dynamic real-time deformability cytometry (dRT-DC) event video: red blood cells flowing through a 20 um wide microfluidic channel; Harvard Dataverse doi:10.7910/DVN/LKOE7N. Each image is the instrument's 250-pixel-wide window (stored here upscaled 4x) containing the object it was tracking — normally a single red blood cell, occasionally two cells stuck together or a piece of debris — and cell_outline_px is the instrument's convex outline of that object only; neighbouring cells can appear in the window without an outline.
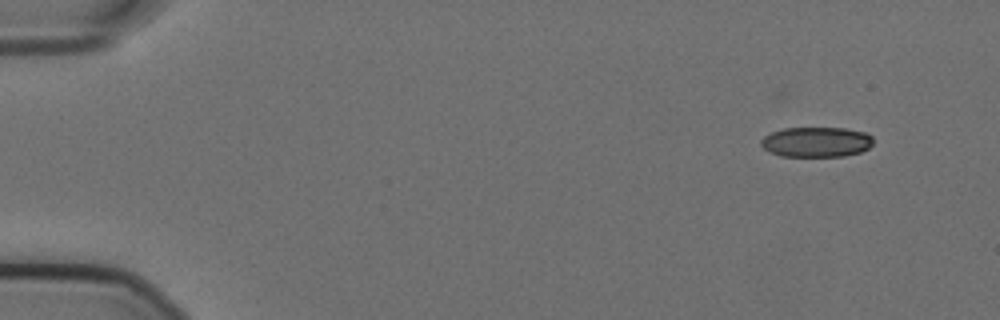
{"species": "Egyptian fruit bat (a non-hibernating species)", "species_latin": "Rousettus aegyptiacus", "temperature_condition": "cold", "stored_images_in_passage": 49, "camera_frame_rate_fps": 3000, "um_per_image_px": 0.085, "animal": {"sex": "female"}, "frame": {"image": 1, "passage_image": 1, "time_ms": 0.0, "image_size_px": [1000, 320], "cell_outline_px": [[872, 144], [868, 148], [860, 152], [844, 156], [780, 156], [768, 152], [760, 144], [760, 140], [764, 136], [772, 132], [784, 128], [844, 128], [864, 132], [872, 136]], "centroid_in_image_um": [69.36, 12.07], "position_along_channel_um": 15.6, "area_um2": 19.71}}
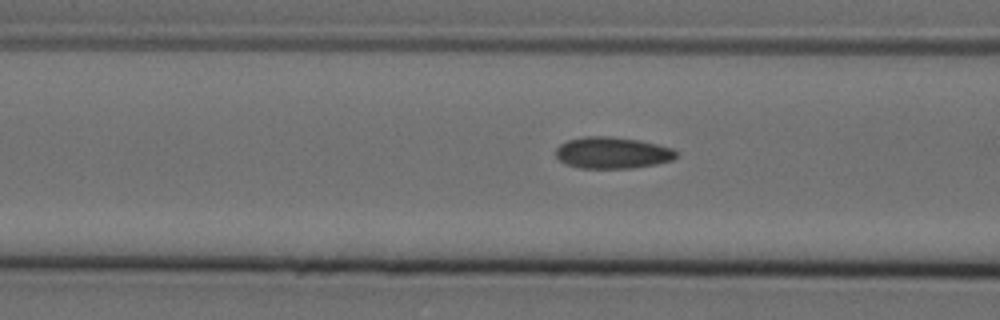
{"frame": {"image": 2, "passage_image": 19, "time_ms": 6.0, "image_size_px": [1000, 320], "cell_outline_px": [[676, 156], [672, 160], [656, 164], [632, 168], [580, 168], [564, 164], [556, 156], [556, 148], [560, 144], [568, 140], [584, 136], [608, 136], [640, 140], [672, 148], [676, 152]], "centroid_in_image_um": [52.02, 12.99], "position_along_channel_um": 114.6, "area_um2": 22.14}}
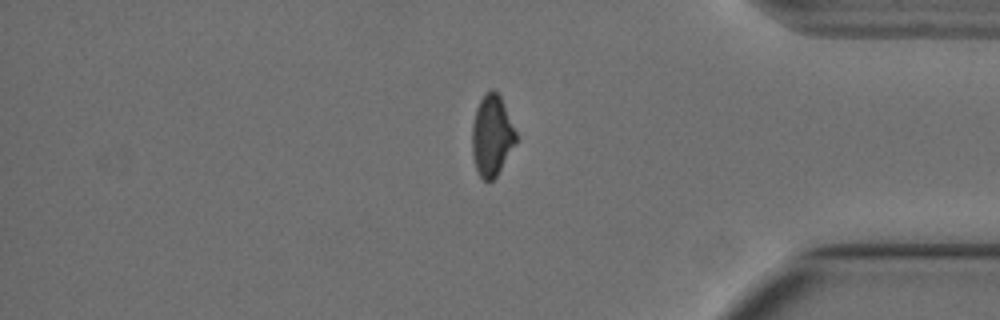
{"frame": {"image": 3, "passage_image": 44, "time_ms": 14.333, "image_size_px": [1000, 320], "cell_outline_px": [[516, 144], [496, 176], [492, 180], [484, 180], [480, 176], [476, 168], [472, 152], [472, 124], [476, 108], [484, 92], [492, 88], [500, 96], [516, 132]], "centroid_in_image_um": [41.8, 11.5], "position_along_channel_um": 393.4, "area_um2": 20.58}}